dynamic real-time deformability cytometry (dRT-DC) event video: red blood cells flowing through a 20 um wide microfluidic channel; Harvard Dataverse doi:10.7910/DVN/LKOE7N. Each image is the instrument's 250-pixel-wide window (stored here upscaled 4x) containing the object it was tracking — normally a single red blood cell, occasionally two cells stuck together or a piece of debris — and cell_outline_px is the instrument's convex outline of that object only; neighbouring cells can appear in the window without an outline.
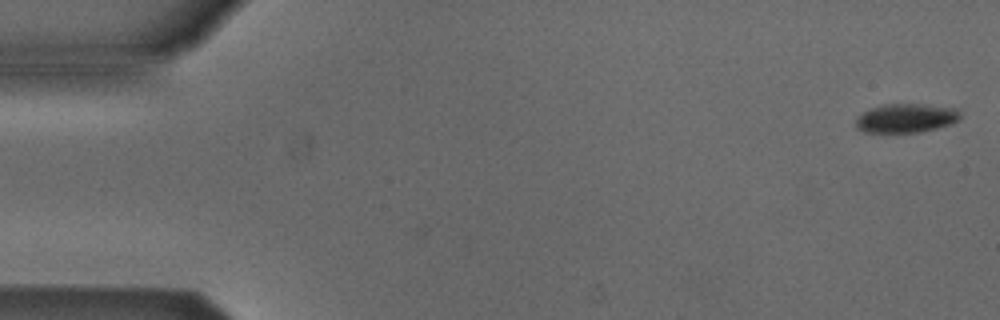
{"species": "Egyptian fruit bat (a non-hibernating species)", "species_latin": "Rousettus aegyptiacus", "temperature_condition": "cold", "stored_images_in_passage": 5, "camera_frame_rate_fps": 3000, "um_per_image_px": 0.085, "animal": {"sex": "male"}, "frame": {"image": 1, "passage_image": 1, "time_ms": 0.0, "image_size_px": [1000, 320], "cell_outline_px": [[960, 120], [952, 124], [920, 132], [864, 132], [856, 128], [856, 120], [864, 112], [872, 108], [884, 104], [924, 104], [956, 108], [960, 112]], "centroid_in_image_um": [77.06, 10.04], "position_along_channel_um": 7.9, "area_um2": 17.57}}
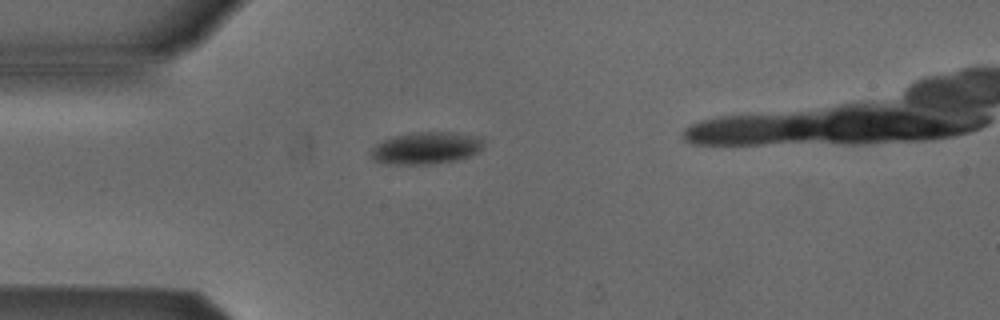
{"frame": {"image": 2, "passage_image": 4, "time_ms": 4.333, "image_size_px": [1000, 320], "cell_outline_px": [[484, 144], [480, 152], [472, 156], [456, 160], [428, 164], [388, 164], [372, 160], [368, 152], [376, 144], [392, 136], [412, 132], [452, 132], [484, 136]], "centroid_in_image_um": [36.25, 12.57], "position_along_channel_um": 48.7, "area_um2": 21.62}}